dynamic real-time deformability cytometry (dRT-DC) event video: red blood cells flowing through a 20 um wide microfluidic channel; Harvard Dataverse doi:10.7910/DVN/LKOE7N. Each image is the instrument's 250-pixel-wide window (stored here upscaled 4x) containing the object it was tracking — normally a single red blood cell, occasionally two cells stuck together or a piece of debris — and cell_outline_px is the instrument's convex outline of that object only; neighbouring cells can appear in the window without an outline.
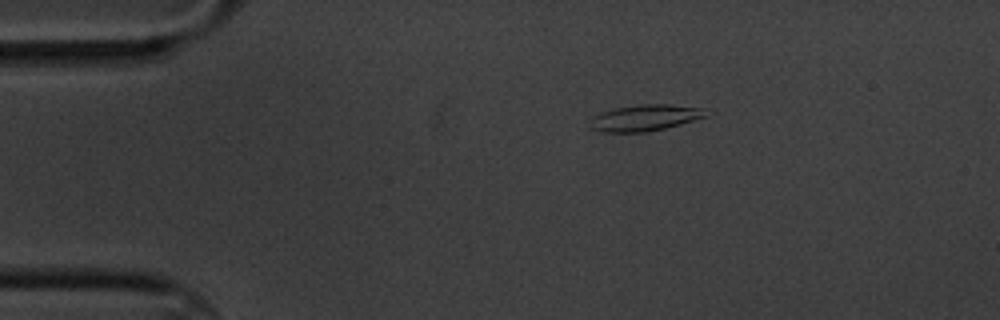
{"species": "common noctule bat (a hibernating species)", "species_latin": "Nyctalus noctula", "temperature_condition": "cold", "stored_images_in_passage": 3, "camera_frame_rate_fps": 3000, "um_per_image_px": 0.085, "animal": {"sex": "male", "body_mass_g": 20.1, "forearm_length_mm": 53.5}, "frame": {"image": 1, "passage_image": 1, "time_ms": 0.0, "image_size_px": [1000, 320], "cell_outline_px": [[708, 116], [680, 124], [664, 128], [644, 132], [604, 132], [588, 128], [592, 116], [612, 108], [644, 104], [672, 104], [704, 108]], "centroid_in_image_um": [54.79, 10.0], "position_along_channel_um": 30.2, "area_um2": 17.8}}